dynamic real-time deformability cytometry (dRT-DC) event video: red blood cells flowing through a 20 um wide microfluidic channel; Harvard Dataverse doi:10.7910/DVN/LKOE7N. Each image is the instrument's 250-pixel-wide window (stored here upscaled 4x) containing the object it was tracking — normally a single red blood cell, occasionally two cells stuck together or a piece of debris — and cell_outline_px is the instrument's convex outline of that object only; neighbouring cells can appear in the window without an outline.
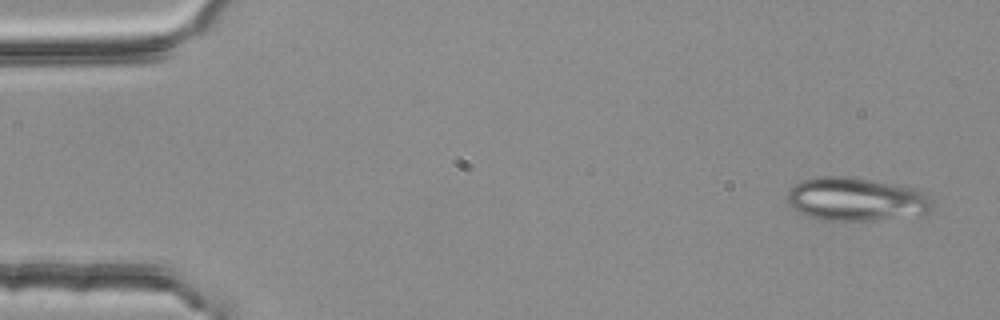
{"species": "common noctule bat (a hibernating species)", "species_latin": "Nyctalus noctula", "temperature_condition": "room temperature", "stored_images_in_passage": 5, "camera_frame_rate_fps": 3000, "um_per_image_px": 0.085, "animal": {"sex": "female", "body_mass_g": 25.1}, "frame": {"image": 1, "passage_image": 1, "time_ms": 0.0, "image_size_px": [1000, 320], "cell_outline_px": [[932, 208], [924, 216], [872, 220], [820, 220], [800, 212], [792, 208], [788, 204], [788, 188], [800, 180], [820, 176], [848, 176], [916, 188], [928, 192], [932, 200]], "centroid_in_image_um": [72.82, 16.93], "position_along_channel_um": 12.2, "area_um2": 37.28}}